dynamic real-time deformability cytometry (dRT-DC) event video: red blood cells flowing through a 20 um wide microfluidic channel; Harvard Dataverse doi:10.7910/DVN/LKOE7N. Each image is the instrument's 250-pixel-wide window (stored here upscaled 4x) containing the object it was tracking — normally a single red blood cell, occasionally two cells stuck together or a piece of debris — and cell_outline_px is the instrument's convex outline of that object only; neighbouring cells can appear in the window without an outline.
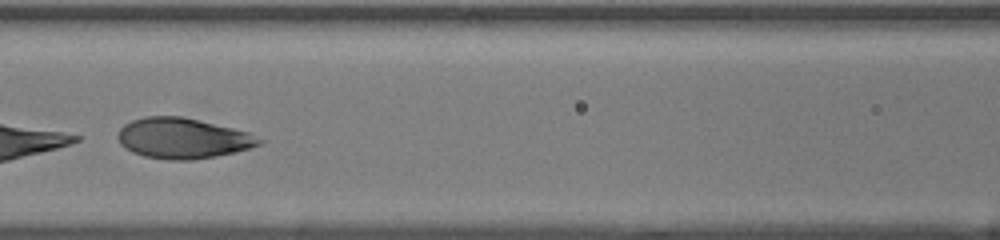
{"species": "human", "species_latin": "Homo sapiens", "temperature_condition": "room temperature", "stored_images_in_passage": 32, "segment_of_instrument_passage": [2, 2], "camera_frame_rate_fps": 3000, "um_per_image_px": 0.085, "donor": {"sex": "female"}, "frame": {"image": 1, "passage_image": 14, "time_ms": 4.333, "image_size_px": [1000, 240], "cell_outline_px": [[264, 140], [260, 144], [236, 152], [216, 156], [192, 160], [168, 160], [144, 156], [132, 152], [124, 148], [120, 144], [116, 136], [120, 128], [124, 124], [132, 120], [144, 116], [180, 116], [232, 128], [248, 132]], "centroid_in_image_um": [15.49, 11.76], "position_along_channel_um": 151.1, "area_um2": 33.35}}
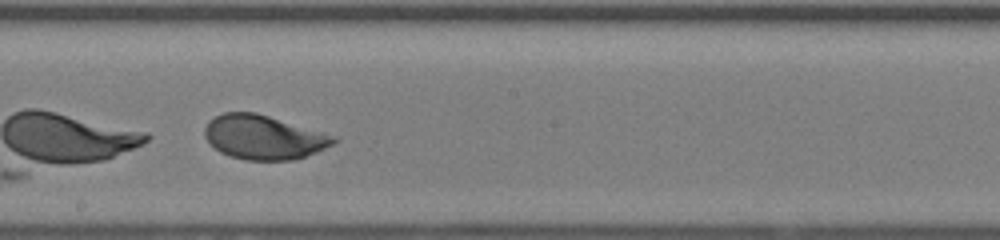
{"frame": {"image": 2, "passage_image": 19, "time_ms": 6.0, "image_size_px": [1000, 240], "cell_outline_px": [[340, 140], [316, 152], [292, 160], [244, 160], [220, 152], [204, 136], [204, 128], [208, 120], [224, 112], [256, 112], [340, 136]], "centroid_in_image_um": [22.45, 11.65], "position_along_channel_um": 225.7, "area_um2": 33.41}}
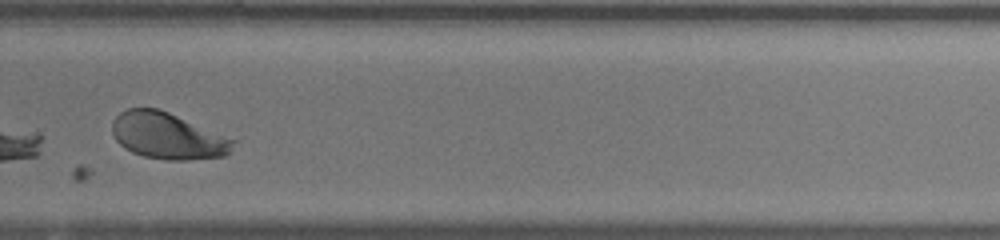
{"frame": {"image": 3, "passage_image": 25, "time_ms": 8.0, "image_size_px": [1000, 240], "cell_outline_px": [[236, 140], [228, 156], [188, 160], [168, 160], [144, 156], [132, 152], [124, 148], [116, 140], [112, 132], [112, 120], [120, 112], [128, 108], [156, 108], [168, 112]], "centroid_in_image_um": [14.24, 11.56], "position_along_channel_um": 315.6, "area_um2": 32.66}}